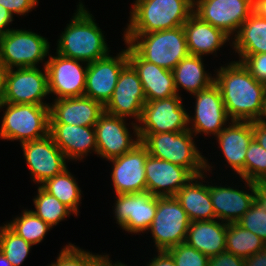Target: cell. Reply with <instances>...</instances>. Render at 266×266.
<instances>
[{
  "instance_id": "obj_28",
  "label": "cell",
  "mask_w": 266,
  "mask_h": 266,
  "mask_svg": "<svg viewBox=\"0 0 266 266\" xmlns=\"http://www.w3.org/2000/svg\"><path fill=\"white\" fill-rule=\"evenodd\" d=\"M227 223L220 220L193 221L188 227L185 243L211 257L226 251Z\"/></svg>"
},
{
  "instance_id": "obj_34",
  "label": "cell",
  "mask_w": 266,
  "mask_h": 266,
  "mask_svg": "<svg viewBox=\"0 0 266 266\" xmlns=\"http://www.w3.org/2000/svg\"><path fill=\"white\" fill-rule=\"evenodd\" d=\"M37 190V196L33 198L36 210L32 211L51 228L69 217L71 213L73 214L67 206L46 192L41 186H38Z\"/></svg>"
},
{
  "instance_id": "obj_25",
  "label": "cell",
  "mask_w": 266,
  "mask_h": 266,
  "mask_svg": "<svg viewBox=\"0 0 266 266\" xmlns=\"http://www.w3.org/2000/svg\"><path fill=\"white\" fill-rule=\"evenodd\" d=\"M128 62L138 73L146 101L160 100L178 95L172 71L143 60L129 45Z\"/></svg>"
},
{
  "instance_id": "obj_12",
  "label": "cell",
  "mask_w": 266,
  "mask_h": 266,
  "mask_svg": "<svg viewBox=\"0 0 266 266\" xmlns=\"http://www.w3.org/2000/svg\"><path fill=\"white\" fill-rule=\"evenodd\" d=\"M81 62L86 63V66L83 67ZM44 67L47 70L49 94H55V99L84 96L87 62L66 58L56 53V56L48 57Z\"/></svg>"
},
{
  "instance_id": "obj_26",
  "label": "cell",
  "mask_w": 266,
  "mask_h": 266,
  "mask_svg": "<svg viewBox=\"0 0 266 266\" xmlns=\"http://www.w3.org/2000/svg\"><path fill=\"white\" fill-rule=\"evenodd\" d=\"M189 55L203 57V55L217 53L229 40L223 30L212 26L196 16L190 15L183 25Z\"/></svg>"
},
{
  "instance_id": "obj_48",
  "label": "cell",
  "mask_w": 266,
  "mask_h": 266,
  "mask_svg": "<svg viewBox=\"0 0 266 266\" xmlns=\"http://www.w3.org/2000/svg\"><path fill=\"white\" fill-rule=\"evenodd\" d=\"M253 12L259 17L266 19V0H254Z\"/></svg>"
},
{
  "instance_id": "obj_3",
  "label": "cell",
  "mask_w": 266,
  "mask_h": 266,
  "mask_svg": "<svg viewBox=\"0 0 266 266\" xmlns=\"http://www.w3.org/2000/svg\"><path fill=\"white\" fill-rule=\"evenodd\" d=\"M124 34H147L183 26L193 0H135Z\"/></svg>"
},
{
  "instance_id": "obj_32",
  "label": "cell",
  "mask_w": 266,
  "mask_h": 266,
  "mask_svg": "<svg viewBox=\"0 0 266 266\" xmlns=\"http://www.w3.org/2000/svg\"><path fill=\"white\" fill-rule=\"evenodd\" d=\"M266 247L265 241L238 223L227 224L226 251L247 258Z\"/></svg>"
},
{
  "instance_id": "obj_14",
  "label": "cell",
  "mask_w": 266,
  "mask_h": 266,
  "mask_svg": "<svg viewBox=\"0 0 266 266\" xmlns=\"http://www.w3.org/2000/svg\"><path fill=\"white\" fill-rule=\"evenodd\" d=\"M114 215L118 225L131 233H144L149 230L157 210V196L148 191L117 194Z\"/></svg>"
},
{
  "instance_id": "obj_23",
  "label": "cell",
  "mask_w": 266,
  "mask_h": 266,
  "mask_svg": "<svg viewBox=\"0 0 266 266\" xmlns=\"http://www.w3.org/2000/svg\"><path fill=\"white\" fill-rule=\"evenodd\" d=\"M49 134L67 160H83L92 151L97 154L94 126L50 123Z\"/></svg>"
},
{
  "instance_id": "obj_52",
  "label": "cell",
  "mask_w": 266,
  "mask_h": 266,
  "mask_svg": "<svg viewBox=\"0 0 266 266\" xmlns=\"http://www.w3.org/2000/svg\"><path fill=\"white\" fill-rule=\"evenodd\" d=\"M265 119H266V88H265V98H264V113L261 121L266 122Z\"/></svg>"
},
{
  "instance_id": "obj_22",
  "label": "cell",
  "mask_w": 266,
  "mask_h": 266,
  "mask_svg": "<svg viewBox=\"0 0 266 266\" xmlns=\"http://www.w3.org/2000/svg\"><path fill=\"white\" fill-rule=\"evenodd\" d=\"M52 103L49 105L50 123L95 126L105 112L102 103L85 96L54 99Z\"/></svg>"
},
{
  "instance_id": "obj_43",
  "label": "cell",
  "mask_w": 266,
  "mask_h": 266,
  "mask_svg": "<svg viewBox=\"0 0 266 266\" xmlns=\"http://www.w3.org/2000/svg\"><path fill=\"white\" fill-rule=\"evenodd\" d=\"M157 253L154 255L155 257L149 260L147 266H176L173 257L167 250L157 251Z\"/></svg>"
},
{
  "instance_id": "obj_42",
  "label": "cell",
  "mask_w": 266,
  "mask_h": 266,
  "mask_svg": "<svg viewBox=\"0 0 266 266\" xmlns=\"http://www.w3.org/2000/svg\"><path fill=\"white\" fill-rule=\"evenodd\" d=\"M245 258L223 251L218 255L209 257L208 266H243Z\"/></svg>"
},
{
  "instance_id": "obj_16",
  "label": "cell",
  "mask_w": 266,
  "mask_h": 266,
  "mask_svg": "<svg viewBox=\"0 0 266 266\" xmlns=\"http://www.w3.org/2000/svg\"><path fill=\"white\" fill-rule=\"evenodd\" d=\"M127 49L116 56L107 55L88 63L84 96L104 106L112 98L117 80L123 67L128 63Z\"/></svg>"
},
{
  "instance_id": "obj_24",
  "label": "cell",
  "mask_w": 266,
  "mask_h": 266,
  "mask_svg": "<svg viewBox=\"0 0 266 266\" xmlns=\"http://www.w3.org/2000/svg\"><path fill=\"white\" fill-rule=\"evenodd\" d=\"M216 135L217 142L230 168L245 180V159L253 139L252 122L231 121Z\"/></svg>"
},
{
  "instance_id": "obj_37",
  "label": "cell",
  "mask_w": 266,
  "mask_h": 266,
  "mask_svg": "<svg viewBox=\"0 0 266 266\" xmlns=\"http://www.w3.org/2000/svg\"><path fill=\"white\" fill-rule=\"evenodd\" d=\"M101 256L69 243L60 251L57 261L48 266H92Z\"/></svg>"
},
{
  "instance_id": "obj_33",
  "label": "cell",
  "mask_w": 266,
  "mask_h": 266,
  "mask_svg": "<svg viewBox=\"0 0 266 266\" xmlns=\"http://www.w3.org/2000/svg\"><path fill=\"white\" fill-rule=\"evenodd\" d=\"M21 216L6 223L18 236L35 245L42 242L51 227L40 219L32 210L23 209Z\"/></svg>"
},
{
  "instance_id": "obj_35",
  "label": "cell",
  "mask_w": 266,
  "mask_h": 266,
  "mask_svg": "<svg viewBox=\"0 0 266 266\" xmlns=\"http://www.w3.org/2000/svg\"><path fill=\"white\" fill-rule=\"evenodd\" d=\"M32 246L6 224L0 226V251L12 266H20L25 261Z\"/></svg>"
},
{
  "instance_id": "obj_29",
  "label": "cell",
  "mask_w": 266,
  "mask_h": 266,
  "mask_svg": "<svg viewBox=\"0 0 266 266\" xmlns=\"http://www.w3.org/2000/svg\"><path fill=\"white\" fill-rule=\"evenodd\" d=\"M203 57L188 55L181 60L172 70L175 88L179 95V89H185L190 95L209 88L215 81L204 68Z\"/></svg>"
},
{
  "instance_id": "obj_45",
  "label": "cell",
  "mask_w": 266,
  "mask_h": 266,
  "mask_svg": "<svg viewBox=\"0 0 266 266\" xmlns=\"http://www.w3.org/2000/svg\"><path fill=\"white\" fill-rule=\"evenodd\" d=\"M12 14L2 5H0V39L11 29H7L13 20ZM9 25V26H8Z\"/></svg>"
},
{
  "instance_id": "obj_50",
  "label": "cell",
  "mask_w": 266,
  "mask_h": 266,
  "mask_svg": "<svg viewBox=\"0 0 266 266\" xmlns=\"http://www.w3.org/2000/svg\"><path fill=\"white\" fill-rule=\"evenodd\" d=\"M6 68L0 63V103L2 102L3 94H4V76H5Z\"/></svg>"
},
{
  "instance_id": "obj_13",
  "label": "cell",
  "mask_w": 266,
  "mask_h": 266,
  "mask_svg": "<svg viewBox=\"0 0 266 266\" xmlns=\"http://www.w3.org/2000/svg\"><path fill=\"white\" fill-rule=\"evenodd\" d=\"M125 118L104 112L95 124L97 155L109 160L132 150L140 143L137 123H131L136 139H132Z\"/></svg>"
},
{
  "instance_id": "obj_21",
  "label": "cell",
  "mask_w": 266,
  "mask_h": 266,
  "mask_svg": "<svg viewBox=\"0 0 266 266\" xmlns=\"http://www.w3.org/2000/svg\"><path fill=\"white\" fill-rule=\"evenodd\" d=\"M247 184L248 191L234 187L209 185L210 198L213 204L215 217L227 224L237 223L250 209L255 201V183L241 179Z\"/></svg>"
},
{
  "instance_id": "obj_20",
  "label": "cell",
  "mask_w": 266,
  "mask_h": 266,
  "mask_svg": "<svg viewBox=\"0 0 266 266\" xmlns=\"http://www.w3.org/2000/svg\"><path fill=\"white\" fill-rule=\"evenodd\" d=\"M146 191L154 196H175L194 175L185 167L148 154L145 162Z\"/></svg>"
},
{
  "instance_id": "obj_27",
  "label": "cell",
  "mask_w": 266,
  "mask_h": 266,
  "mask_svg": "<svg viewBox=\"0 0 266 266\" xmlns=\"http://www.w3.org/2000/svg\"><path fill=\"white\" fill-rule=\"evenodd\" d=\"M205 176L204 173L194 176L175 195L191 222L216 219L209 185L200 182H205Z\"/></svg>"
},
{
  "instance_id": "obj_39",
  "label": "cell",
  "mask_w": 266,
  "mask_h": 266,
  "mask_svg": "<svg viewBox=\"0 0 266 266\" xmlns=\"http://www.w3.org/2000/svg\"><path fill=\"white\" fill-rule=\"evenodd\" d=\"M167 251L173 257L176 266H208L209 257L185 242Z\"/></svg>"
},
{
  "instance_id": "obj_6",
  "label": "cell",
  "mask_w": 266,
  "mask_h": 266,
  "mask_svg": "<svg viewBox=\"0 0 266 266\" xmlns=\"http://www.w3.org/2000/svg\"><path fill=\"white\" fill-rule=\"evenodd\" d=\"M6 107V108H5ZM3 118L0 126L2 140L20 143L38 140L49 134V105L0 103Z\"/></svg>"
},
{
  "instance_id": "obj_7",
  "label": "cell",
  "mask_w": 266,
  "mask_h": 266,
  "mask_svg": "<svg viewBox=\"0 0 266 266\" xmlns=\"http://www.w3.org/2000/svg\"><path fill=\"white\" fill-rule=\"evenodd\" d=\"M48 40L33 31L11 29L0 39V63L8 69L37 67L49 54Z\"/></svg>"
},
{
  "instance_id": "obj_31",
  "label": "cell",
  "mask_w": 266,
  "mask_h": 266,
  "mask_svg": "<svg viewBox=\"0 0 266 266\" xmlns=\"http://www.w3.org/2000/svg\"><path fill=\"white\" fill-rule=\"evenodd\" d=\"M40 186L67 206L75 216H78L82 196L81 190L76 178L67 168L53 178L46 180Z\"/></svg>"
},
{
  "instance_id": "obj_49",
  "label": "cell",
  "mask_w": 266,
  "mask_h": 266,
  "mask_svg": "<svg viewBox=\"0 0 266 266\" xmlns=\"http://www.w3.org/2000/svg\"><path fill=\"white\" fill-rule=\"evenodd\" d=\"M109 255H102L92 266H117L120 262L113 263Z\"/></svg>"
},
{
  "instance_id": "obj_18",
  "label": "cell",
  "mask_w": 266,
  "mask_h": 266,
  "mask_svg": "<svg viewBox=\"0 0 266 266\" xmlns=\"http://www.w3.org/2000/svg\"><path fill=\"white\" fill-rule=\"evenodd\" d=\"M20 146H22L30 176L39 186L67 168L66 157L50 134L38 140L24 142Z\"/></svg>"
},
{
  "instance_id": "obj_17",
  "label": "cell",
  "mask_w": 266,
  "mask_h": 266,
  "mask_svg": "<svg viewBox=\"0 0 266 266\" xmlns=\"http://www.w3.org/2000/svg\"><path fill=\"white\" fill-rule=\"evenodd\" d=\"M146 97L138 73L128 62L119 74L112 98L107 102L105 112L114 116L140 121Z\"/></svg>"
},
{
  "instance_id": "obj_53",
  "label": "cell",
  "mask_w": 266,
  "mask_h": 266,
  "mask_svg": "<svg viewBox=\"0 0 266 266\" xmlns=\"http://www.w3.org/2000/svg\"><path fill=\"white\" fill-rule=\"evenodd\" d=\"M117 266H127V265L120 262Z\"/></svg>"
},
{
  "instance_id": "obj_19",
  "label": "cell",
  "mask_w": 266,
  "mask_h": 266,
  "mask_svg": "<svg viewBox=\"0 0 266 266\" xmlns=\"http://www.w3.org/2000/svg\"><path fill=\"white\" fill-rule=\"evenodd\" d=\"M147 156V148L140 142L123 155L107 160L113 164L111 178L116 195L146 191Z\"/></svg>"
},
{
  "instance_id": "obj_2",
  "label": "cell",
  "mask_w": 266,
  "mask_h": 266,
  "mask_svg": "<svg viewBox=\"0 0 266 266\" xmlns=\"http://www.w3.org/2000/svg\"><path fill=\"white\" fill-rule=\"evenodd\" d=\"M76 6V13L57 41L56 53L87 63L107 56L111 50L94 16L82 2Z\"/></svg>"
},
{
  "instance_id": "obj_8",
  "label": "cell",
  "mask_w": 266,
  "mask_h": 266,
  "mask_svg": "<svg viewBox=\"0 0 266 266\" xmlns=\"http://www.w3.org/2000/svg\"><path fill=\"white\" fill-rule=\"evenodd\" d=\"M190 222L175 196H157L156 214L148 230L151 231L156 251L184 243Z\"/></svg>"
},
{
  "instance_id": "obj_1",
  "label": "cell",
  "mask_w": 266,
  "mask_h": 266,
  "mask_svg": "<svg viewBox=\"0 0 266 266\" xmlns=\"http://www.w3.org/2000/svg\"><path fill=\"white\" fill-rule=\"evenodd\" d=\"M216 70L214 83L220 88L230 121L262 120L266 85L258 82L239 61Z\"/></svg>"
},
{
  "instance_id": "obj_38",
  "label": "cell",
  "mask_w": 266,
  "mask_h": 266,
  "mask_svg": "<svg viewBox=\"0 0 266 266\" xmlns=\"http://www.w3.org/2000/svg\"><path fill=\"white\" fill-rule=\"evenodd\" d=\"M237 223L266 243V210L256 201Z\"/></svg>"
},
{
  "instance_id": "obj_51",
  "label": "cell",
  "mask_w": 266,
  "mask_h": 266,
  "mask_svg": "<svg viewBox=\"0 0 266 266\" xmlns=\"http://www.w3.org/2000/svg\"><path fill=\"white\" fill-rule=\"evenodd\" d=\"M0 266H12L1 251H0Z\"/></svg>"
},
{
  "instance_id": "obj_41",
  "label": "cell",
  "mask_w": 266,
  "mask_h": 266,
  "mask_svg": "<svg viewBox=\"0 0 266 266\" xmlns=\"http://www.w3.org/2000/svg\"><path fill=\"white\" fill-rule=\"evenodd\" d=\"M38 0H0V5L4 6L13 16L23 15L32 11L38 6Z\"/></svg>"
},
{
  "instance_id": "obj_10",
  "label": "cell",
  "mask_w": 266,
  "mask_h": 266,
  "mask_svg": "<svg viewBox=\"0 0 266 266\" xmlns=\"http://www.w3.org/2000/svg\"><path fill=\"white\" fill-rule=\"evenodd\" d=\"M188 114L182 104L180 95L146 101L138 122L140 124H137L138 133L183 132L189 130Z\"/></svg>"
},
{
  "instance_id": "obj_9",
  "label": "cell",
  "mask_w": 266,
  "mask_h": 266,
  "mask_svg": "<svg viewBox=\"0 0 266 266\" xmlns=\"http://www.w3.org/2000/svg\"><path fill=\"white\" fill-rule=\"evenodd\" d=\"M12 68L5 72L2 102L11 104L50 105L44 101L49 96L46 67Z\"/></svg>"
},
{
  "instance_id": "obj_40",
  "label": "cell",
  "mask_w": 266,
  "mask_h": 266,
  "mask_svg": "<svg viewBox=\"0 0 266 266\" xmlns=\"http://www.w3.org/2000/svg\"><path fill=\"white\" fill-rule=\"evenodd\" d=\"M239 62L249 70L250 74L260 83L266 85V53L239 55Z\"/></svg>"
},
{
  "instance_id": "obj_46",
  "label": "cell",
  "mask_w": 266,
  "mask_h": 266,
  "mask_svg": "<svg viewBox=\"0 0 266 266\" xmlns=\"http://www.w3.org/2000/svg\"><path fill=\"white\" fill-rule=\"evenodd\" d=\"M243 266H266V247L256 254L245 258Z\"/></svg>"
},
{
  "instance_id": "obj_30",
  "label": "cell",
  "mask_w": 266,
  "mask_h": 266,
  "mask_svg": "<svg viewBox=\"0 0 266 266\" xmlns=\"http://www.w3.org/2000/svg\"><path fill=\"white\" fill-rule=\"evenodd\" d=\"M232 39L231 46L238 55L266 53V19L253 12Z\"/></svg>"
},
{
  "instance_id": "obj_47",
  "label": "cell",
  "mask_w": 266,
  "mask_h": 266,
  "mask_svg": "<svg viewBox=\"0 0 266 266\" xmlns=\"http://www.w3.org/2000/svg\"><path fill=\"white\" fill-rule=\"evenodd\" d=\"M255 201L266 210V181L255 183Z\"/></svg>"
},
{
  "instance_id": "obj_5",
  "label": "cell",
  "mask_w": 266,
  "mask_h": 266,
  "mask_svg": "<svg viewBox=\"0 0 266 266\" xmlns=\"http://www.w3.org/2000/svg\"><path fill=\"white\" fill-rule=\"evenodd\" d=\"M123 38L143 60L170 71L189 55L183 26Z\"/></svg>"
},
{
  "instance_id": "obj_11",
  "label": "cell",
  "mask_w": 266,
  "mask_h": 266,
  "mask_svg": "<svg viewBox=\"0 0 266 266\" xmlns=\"http://www.w3.org/2000/svg\"><path fill=\"white\" fill-rule=\"evenodd\" d=\"M253 9L254 0H193V13L228 36L238 33Z\"/></svg>"
},
{
  "instance_id": "obj_4",
  "label": "cell",
  "mask_w": 266,
  "mask_h": 266,
  "mask_svg": "<svg viewBox=\"0 0 266 266\" xmlns=\"http://www.w3.org/2000/svg\"><path fill=\"white\" fill-rule=\"evenodd\" d=\"M140 142L153 157L187 168L194 176L213 168L203 157L189 130L183 132L138 133Z\"/></svg>"
},
{
  "instance_id": "obj_36",
  "label": "cell",
  "mask_w": 266,
  "mask_h": 266,
  "mask_svg": "<svg viewBox=\"0 0 266 266\" xmlns=\"http://www.w3.org/2000/svg\"><path fill=\"white\" fill-rule=\"evenodd\" d=\"M245 180L266 181V150L254 138L246 152Z\"/></svg>"
},
{
  "instance_id": "obj_44",
  "label": "cell",
  "mask_w": 266,
  "mask_h": 266,
  "mask_svg": "<svg viewBox=\"0 0 266 266\" xmlns=\"http://www.w3.org/2000/svg\"><path fill=\"white\" fill-rule=\"evenodd\" d=\"M253 138L266 150V122H252Z\"/></svg>"
},
{
  "instance_id": "obj_15",
  "label": "cell",
  "mask_w": 266,
  "mask_h": 266,
  "mask_svg": "<svg viewBox=\"0 0 266 266\" xmlns=\"http://www.w3.org/2000/svg\"><path fill=\"white\" fill-rule=\"evenodd\" d=\"M194 116L188 114L189 131L194 134L214 135L222 131L230 118L227 115L220 88L213 83L209 88L193 94Z\"/></svg>"
}]
</instances>
